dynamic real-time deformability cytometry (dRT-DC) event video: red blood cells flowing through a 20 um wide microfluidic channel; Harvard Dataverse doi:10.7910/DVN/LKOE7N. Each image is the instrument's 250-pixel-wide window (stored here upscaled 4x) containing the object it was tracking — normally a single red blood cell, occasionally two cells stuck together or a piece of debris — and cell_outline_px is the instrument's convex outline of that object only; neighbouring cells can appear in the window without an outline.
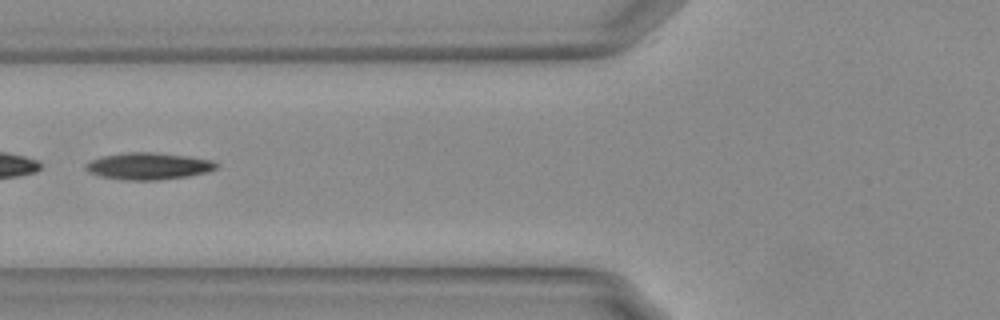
{"species": "Egyptian fruit bat (a non-hibernating species)", "species_latin": "Rousettus aegyptiacus", "temperature_condition": "warm", "stored_images_in_passage": 24, "camera_frame_rate_fps": 3000, "um_per_image_px": 0.085, "animal": {"sex": "female"}, "frame": {"image": 1, "passage_image": 2, "time_ms": 0.333, "image_size_px": [1000, 320], "cell_outline_px": [[220, 164], [216, 168], [204, 172], [188, 176], [156, 180], [124, 180], [100, 176], [88, 172], [84, 168], [84, 164], [100, 156], [124, 152], [152, 152], [188, 156], [212, 160]], "centroid_in_image_um": [12.57, 14.11], "position_along_channel_um": 113.2, "area_um2": 20.52}, "authors_computed_cell_mechanics": {"area_um2": 19.7387, "velocity_mm_per_s": 3.7726, "shape_relaxation_time_tau1_ms": null, "shape_relaxation_time_tau2_ms": 3.103, "deformation_change_tau1": null, "deformation_change_tau2": 0.0929}}